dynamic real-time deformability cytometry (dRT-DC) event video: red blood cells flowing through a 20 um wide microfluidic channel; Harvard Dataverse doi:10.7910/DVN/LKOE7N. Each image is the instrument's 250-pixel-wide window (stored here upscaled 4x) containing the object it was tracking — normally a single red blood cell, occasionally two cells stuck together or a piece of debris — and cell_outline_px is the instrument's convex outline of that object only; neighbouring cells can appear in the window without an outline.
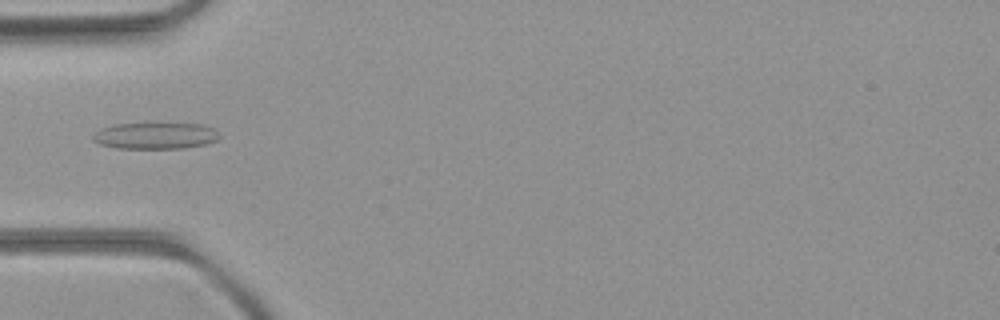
{"species": "common noctule bat (a hibernating species)", "species_latin": "Nyctalus noctula", "temperature_condition": "room temperature", "stored_images_in_passage": 33, "camera_frame_rate_fps": 3000, "um_per_image_px": 0.085, "animal": {"sex": "female", "body_mass_g": 21.9}, "frame": {"image": 1, "passage_image": 1, "time_ms": 0.0, "image_size_px": [1000, 320], "cell_outline_px": [[220, 136], [216, 140], [208, 144], [184, 148], [116, 148], [100, 144], [92, 140], [92, 136], [100, 128], [116, 124], [156, 120], [204, 124], [220, 132]], "centroid_in_image_um": [13.24, 11.47], "position_along_channel_um": 71.8, "area_um2": 20.75}}
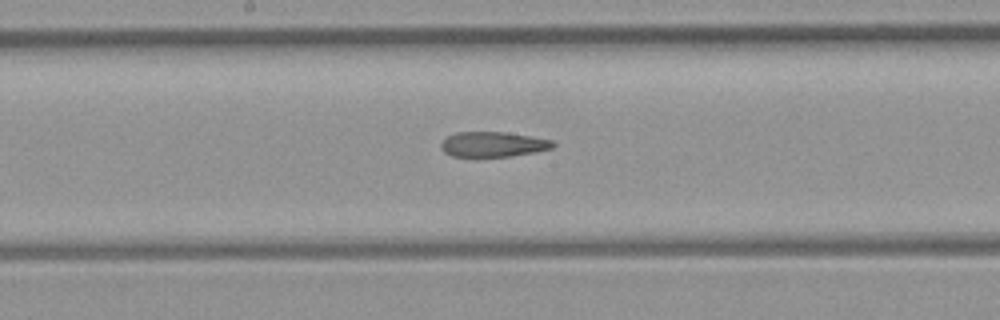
{"frame": {"image": 2, "passage_image": 11, "time_ms": 3.333, "image_size_px": [1000, 320], "cell_outline_px": [[556, 144], [552, 148], [536, 152], [512, 156], [452, 156], [444, 152], [440, 148], [440, 144], [448, 136], [456, 132], [504, 132], [552, 140]], "centroid_in_image_um": [41.9, 12.27], "position_along_channel_um": 206.3, "area_um2": 16.24}}
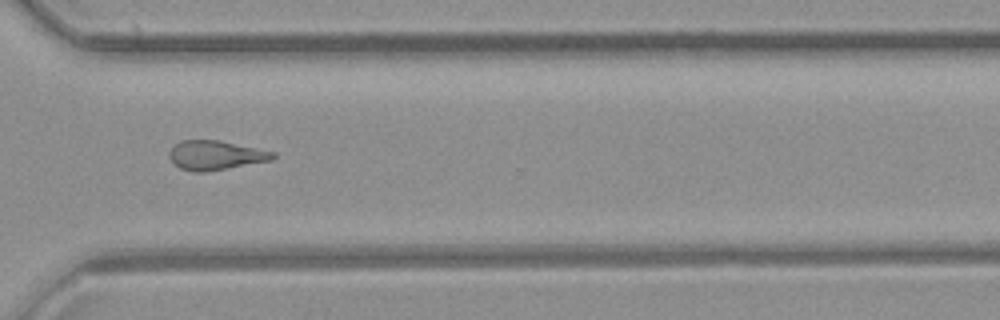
{"frame": {"image": 3, "passage_image": 22, "time_ms": 7.0, "image_size_px": [1000, 320], "cell_outline_px": [[276, 156], [272, 160], [208, 172], [196, 172], [180, 168], [168, 156], [168, 152], [180, 140], [220, 140], [276, 152]], "centroid_in_image_um": [18.35, 13.19], "position_along_channel_um": 352.3, "area_um2": 17.74}}